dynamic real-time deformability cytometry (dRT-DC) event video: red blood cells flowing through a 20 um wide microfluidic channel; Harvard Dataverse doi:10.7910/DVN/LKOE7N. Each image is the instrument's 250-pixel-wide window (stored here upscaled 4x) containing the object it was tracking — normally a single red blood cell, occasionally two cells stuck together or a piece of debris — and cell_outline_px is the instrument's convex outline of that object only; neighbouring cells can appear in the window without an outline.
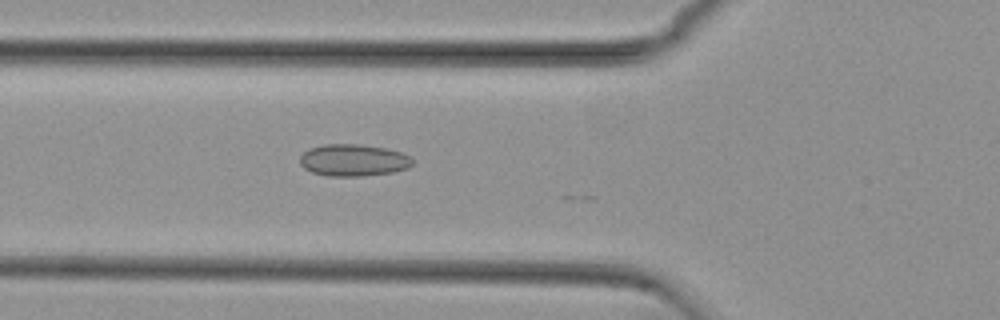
{"species": "common noctule bat (a hibernating species)", "species_latin": "Nyctalus noctula", "temperature_condition": "cold", "stored_images_in_passage": 16, "camera_frame_rate_fps": 3000, "um_per_image_px": 0.085, "animal": {"sex": "female", "body_mass_g": 29.2, "forearm_length_mm": 56.3}, "frame": {"image": 1, "passage_image": 13, "time_ms": 4.0, "image_size_px": [1000, 320], "cell_outline_px": [[412, 164], [408, 168], [392, 172], [360, 176], [328, 176], [312, 172], [304, 168], [300, 164], [300, 156], [308, 148], [324, 144], [360, 144], [384, 148], [400, 152], [412, 156]], "centroid_in_image_um": [30.02, 13.61], "position_along_channel_um": 95.8, "area_um2": 20.98}}